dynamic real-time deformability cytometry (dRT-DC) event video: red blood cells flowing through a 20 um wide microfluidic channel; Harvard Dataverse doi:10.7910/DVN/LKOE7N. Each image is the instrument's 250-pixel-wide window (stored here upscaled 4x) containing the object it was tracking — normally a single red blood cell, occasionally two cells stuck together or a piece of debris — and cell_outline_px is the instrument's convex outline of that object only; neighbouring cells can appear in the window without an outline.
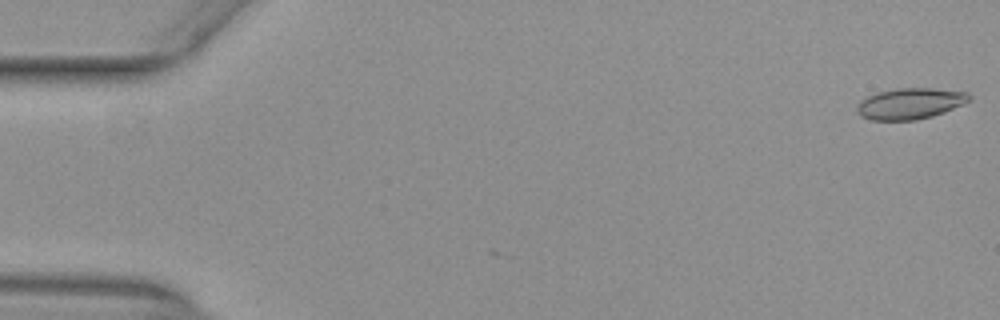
{"species": "common noctule bat (a hibernating species)", "species_latin": "Nyctalus noctula", "temperature_condition": "warm", "stored_images_in_passage": 5, "camera_frame_rate_fps": 3000, "um_per_image_px": 0.085, "animal": {"sex": "female", "body_mass_g": 29.2, "forearm_length_mm": 56.3}, "frame": {"image": 1, "passage_image": 1, "time_ms": 0.0, "image_size_px": [1000, 320], "cell_outline_px": [[972, 100], [964, 104], [944, 112], [932, 116], [916, 120], [872, 120], [860, 116], [856, 112], [856, 108], [860, 100], [876, 92], [896, 88], [932, 88], [968, 92], [972, 96]], "centroid_in_image_um": [77.37, 8.8], "position_along_channel_um": 7.6, "area_um2": 20.58}}